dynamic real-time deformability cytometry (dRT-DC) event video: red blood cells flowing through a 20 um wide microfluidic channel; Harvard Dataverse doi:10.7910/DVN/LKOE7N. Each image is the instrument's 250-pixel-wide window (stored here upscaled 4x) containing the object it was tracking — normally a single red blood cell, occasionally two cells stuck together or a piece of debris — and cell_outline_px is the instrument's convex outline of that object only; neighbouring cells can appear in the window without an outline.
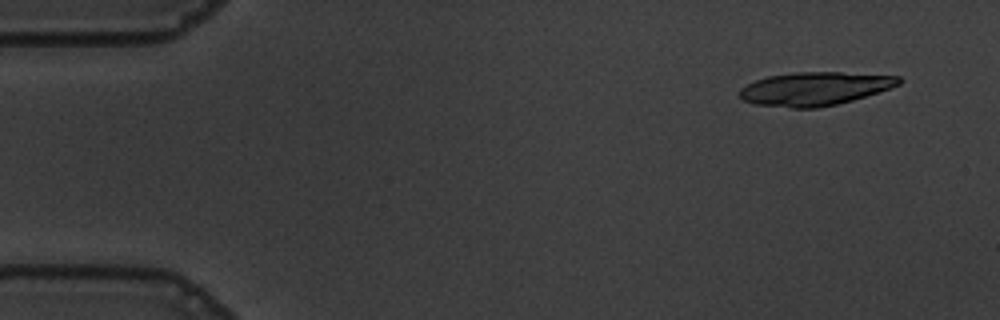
{"species": "common noctule bat (a hibernating species)", "species_latin": "Nyctalus noctula", "temperature_condition": "warm", "stored_images_in_passage": 12, "camera_frame_rate_fps": 3000, "um_per_image_px": 0.085, "animal": {"sex": "male", "body_mass_g": 19.5, "forearm_length_mm": 54.6}, "frame": {"image": 1, "passage_image": 4, "time_ms": 1.0, "image_size_px": [1000, 320], "cell_outline_px": [[904, 80], [900, 84], [852, 100], [836, 104], [816, 108], [792, 108], [756, 104], [740, 100], [740, 88], [756, 80], [768, 76], [796, 72], [840, 72], [900, 76]], "centroid_in_image_um": [69.23, 7.53], "position_along_channel_um": 15.8, "area_um2": 30.81}}